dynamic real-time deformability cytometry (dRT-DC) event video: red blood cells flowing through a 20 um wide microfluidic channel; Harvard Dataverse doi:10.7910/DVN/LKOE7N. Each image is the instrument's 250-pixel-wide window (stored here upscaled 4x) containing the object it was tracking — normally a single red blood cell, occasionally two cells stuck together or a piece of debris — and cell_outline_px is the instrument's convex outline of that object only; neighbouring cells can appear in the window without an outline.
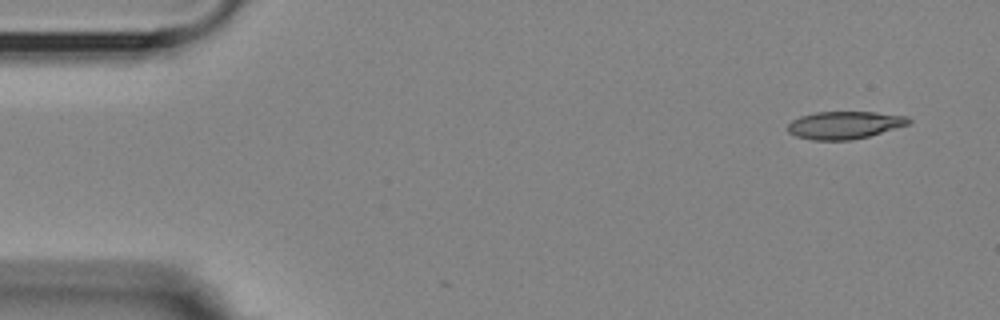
{"species": "Egyptian fruit bat (a non-hibernating species)", "species_latin": "Rousettus aegyptiacus", "temperature_condition": "room temperature", "stored_images_in_passage": 9, "camera_frame_rate_fps": 3000, "um_per_image_px": 0.085, "animal": {"sex": "female"}, "frame": {"image": 1, "passage_image": 1, "time_ms": 0.0, "image_size_px": [1000, 320], "cell_outline_px": [[912, 120], [908, 124], [868, 136], [852, 140], [812, 140], [796, 136], [788, 132], [788, 124], [792, 120], [800, 116], [816, 112], [876, 112], [908, 116]], "centroid_in_image_um": [71.77, 10.62], "position_along_channel_um": 13.2, "area_um2": 19.36}}